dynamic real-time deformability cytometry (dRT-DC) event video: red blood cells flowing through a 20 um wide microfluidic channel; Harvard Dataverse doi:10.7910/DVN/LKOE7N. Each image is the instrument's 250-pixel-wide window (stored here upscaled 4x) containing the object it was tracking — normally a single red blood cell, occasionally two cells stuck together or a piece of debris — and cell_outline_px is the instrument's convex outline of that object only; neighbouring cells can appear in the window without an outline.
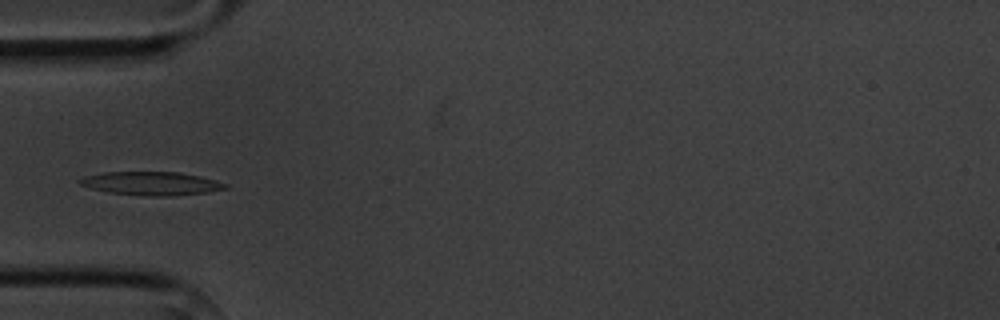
{"species": "common noctule bat (a hibernating species)", "species_latin": "Nyctalus noctula", "temperature_condition": "cold", "stored_images_in_passage": 10, "camera_frame_rate_fps": 3000, "um_per_image_px": 0.085, "animal": {"sex": "male", "body_mass_g": 20.1, "forearm_length_mm": 53.5}, "frame": {"image": 1, "passage_image": 5, "time_ms": 5.667, "image_size_px": [1000, 320], "cell_outline_px": [[228, 188], [208, 192], [172, 196], [148, 196], [108, 192], [92, 188], [80, 184], [76, 180], [84, 176], [104, 172], [180, 172], [200, 176], [216, 180], [228, 184]], "centroid_in_image_um": [12.88, 15.59], "position_along_channel_um": 72.1, "area_um2": 19.94}}
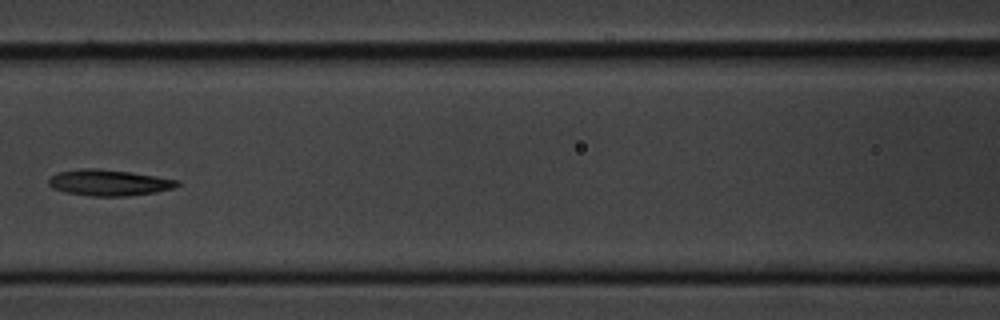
{"frame": {"image": 2, "passage_image": 7, "time_ms": 8.0, "image_size_px": [1000, 320], "cell_outline_px": [[180, 184], [172, 188], [156, 192], [124, 196], [92, 196], [64, 192], [52, 188], [48, 184], [48, 180], [52, 176], [60, 172], [84, 168], [96, 168], [128, 172], [156, 176], [180, 180]], "centroid_in_image_um": [9.26, 15.53], "position_along_channel_um": 157.3, "area_um2": 19.36}}
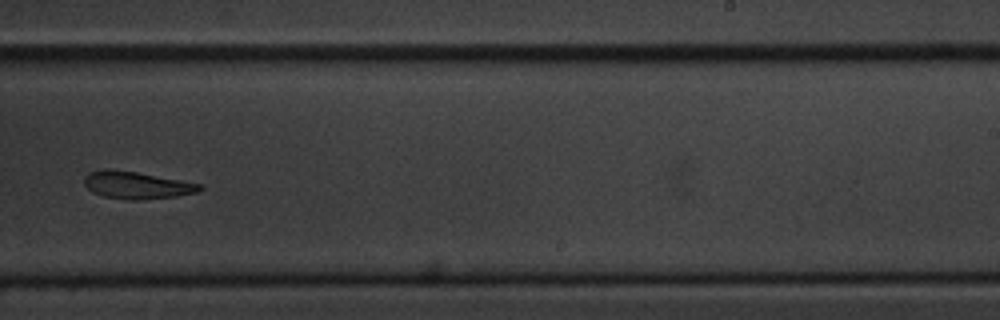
{"frame": {"image": 3, "passage_image": 10, "time_ms": 11.333, "image_size_px": [1000, 320], "cell_outline_px": [[204, 188], [196, 192], [176, 196], [136, 200], [128, 200], [100, 196], [92, 192], [84, 184], [84, 176], [88, 172], [104, 168], [108, 168], [136, 172], [204, 184]], "centroid_in_image_um": [11.58, 15.73], "position_along_channel_um": 277.4, "area_um2": 18.55}}